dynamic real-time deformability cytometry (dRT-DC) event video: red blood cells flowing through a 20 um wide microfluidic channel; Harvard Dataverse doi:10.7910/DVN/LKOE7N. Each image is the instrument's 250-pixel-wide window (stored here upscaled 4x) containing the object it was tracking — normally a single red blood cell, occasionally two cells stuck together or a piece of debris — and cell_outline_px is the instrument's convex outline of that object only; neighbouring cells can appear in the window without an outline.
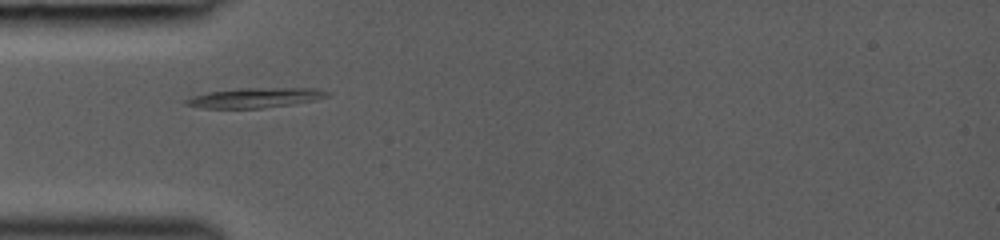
{"species": "common noctule bat (a hibernating species)", "species_latin": "Nyctalus noctula", "temperature_condition": "room temperature", "stored_images_in_passage": 31, "camera_frame_rate_fps": 3000, "um_per_image_px": 0.085, "animal": {"sex": "female", "body_mass_g": 19.0, "forearm_length_mm": 53.3}, "frame": {"image": 1, "passage_image": 1, "time_ms": 0.0, "image_size_px": [1000, 240], "cell_outline_px": [[332, 92], [328, 96], [316, 100], [292, 104], [260, 108], [204, 108], [184, 104], [184, 100], [192, 96], [208, 92], [240, 88], [316, 88]], "centroid_in_image_um": [21.71, 8.3], "position_along_channel_um": 63.3, "area_um2": 16.36}}
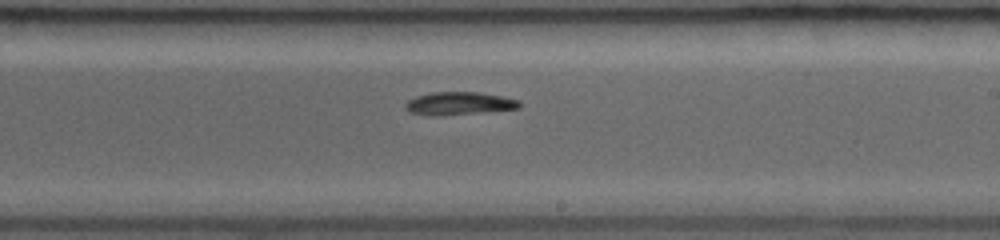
{"frame": {"image": 2, "passage_image": 14, "time_ms": 4.333, "image_size_px": [1000, 240], "cell_outline_px": [[520, 108], [440, 116], [432, 116], [408, 112], [404, 108], [404, 104], [408, 100], [416, 96], [432, 92], [476, 92], [500, 96], [520, 100]], "centroid_in_image_um": [38.95, 8.8], "position_along_channel_um": 250.0, "area_um2": 15.2}}
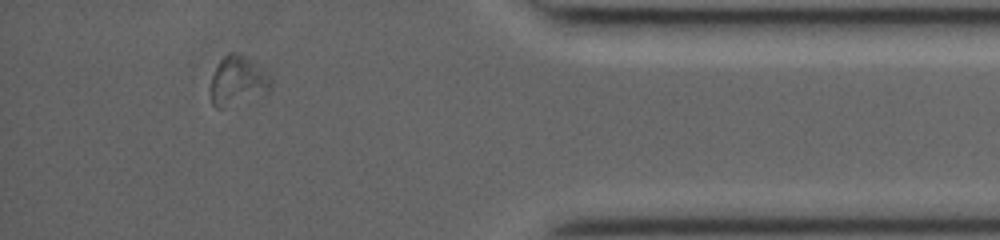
{"frame": {"image": 3, "passage_image": 27, "time_ms": 8.667, "image_size_px": [1000, 240], "cell_outline_px": [[272, 88], [264, 96], [224, 108], [216, 108], [212, 104], [212, 76], [220, 60], [228, 52], [236, 52], [260, 64], [268, 72], [272, 80]], "centroid_in_image_um": [20.29, 6.88], "position_along_channel_um": 414.9, "area_um2": 17.74}}